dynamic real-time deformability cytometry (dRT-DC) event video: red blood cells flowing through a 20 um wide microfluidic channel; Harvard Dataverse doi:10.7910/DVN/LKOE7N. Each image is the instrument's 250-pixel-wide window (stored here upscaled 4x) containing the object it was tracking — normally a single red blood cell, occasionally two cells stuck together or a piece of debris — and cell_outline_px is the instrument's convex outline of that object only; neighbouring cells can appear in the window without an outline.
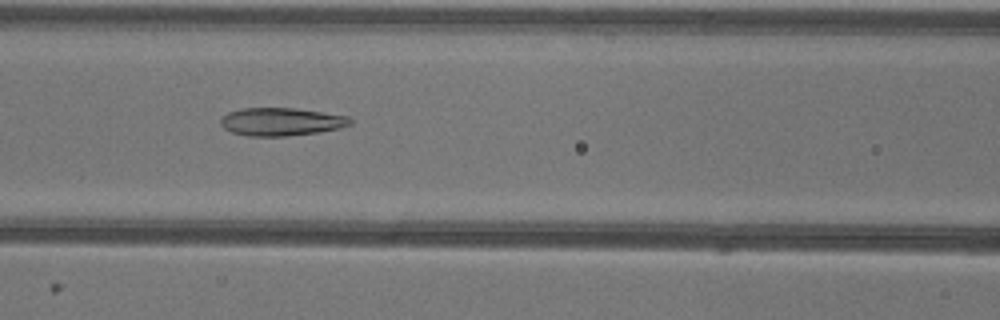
{"species": "common noctule bat (a hibernating species)", "species_latin": "Nyctalus noctula", "temperature_condition": "warm", "stored_images_in_passage": 52, "camera_frame_rate_fps": 3000, "um_per_image_px": 0.085, "animal": {"sex": "female"}, "frame": {"image": 1, "passage_image": 22, "time_ms": 7.0, "image_size_px": [1000, 320], "cell_outline_px": [[352, 124], [340, 128], [316, 132], [288, 136], [248, 136], [232, 132], [224, 128], [220, 124], [220, 116], [228, 112], [244, 108], [292, 108], [348, 116], [352, 120]], "centroid_in_image_um": [23.86, 10.35], "position_along_channel_um": 142.7, "area_um2": 21.04}}
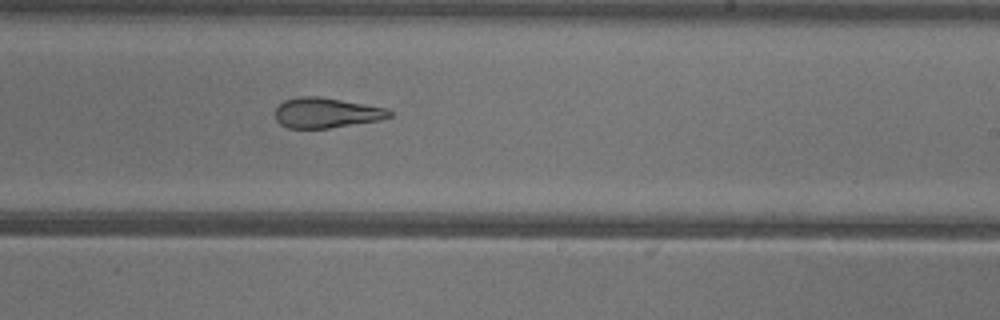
{"frame": {"image": 2, "passage_image": 31, "time_ms": 10.0, "image_size_px": [1000, 320], "cell_outline_px": [[392, 116], [380, 120], [328, 128], [288, 128], [280, 124], [276, 120], [276, 108], [284, 100], [300, 96], [320, 96], [388, 108], [392, 112]], "centroid_in_image_um": [27.75, 9.58], "position_along_channel_um": 261.3, "area_um2": 20.11}}
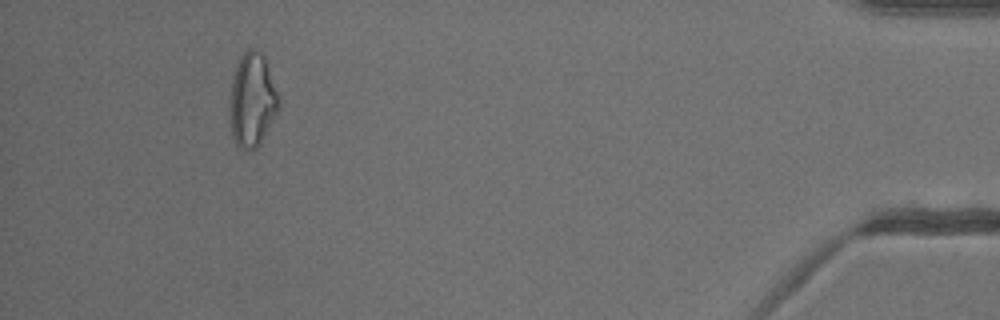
{"frame": {"image": 3, "passage_image": 48, "time_ms": 15.667, "image_size_px": [1000, 320], "cell_outline_px": [[280, 108], [260, 144], [252, 152], [248, 152], [240, 148], [236, 144], [232, 136], [228, 120], [232, 76], [236, 64], [240, 56], [248, 48], [252, 48], [260, 52], [264, 56], [280, 100]], "centroid_in_image_um": [21.41, 8.55], "position_along_channel_um": 413.8, "area_um2": 27.34}, "authors_computed_cell_mechanics": {"area_um2": 24.0737, "velocity_mm_per_s": 3.9733, "shape_relaxation_time_tau1_ms": null, "shape_relaxation_time_tau2_ms": 3.0455, "deformation_change_tau1": null, "deformation_change_tau2": 0.1084}}